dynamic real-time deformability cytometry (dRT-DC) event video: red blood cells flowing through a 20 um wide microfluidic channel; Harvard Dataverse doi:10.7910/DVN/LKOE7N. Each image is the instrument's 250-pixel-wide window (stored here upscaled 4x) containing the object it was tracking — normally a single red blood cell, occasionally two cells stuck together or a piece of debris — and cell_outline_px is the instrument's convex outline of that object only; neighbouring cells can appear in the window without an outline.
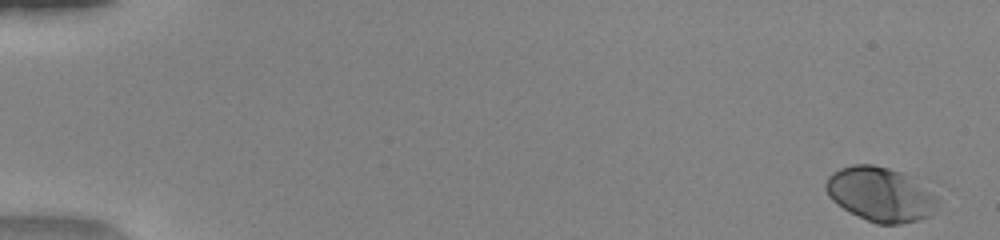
{"species": "human", "species_latin": "Homo sapiens", "temperature_condition": "warm", "stored_images_in_passage": 51, "camera_frame_rate_fps": 3000, "um_per_image_px": 0.085, "donor": {"sex": "female"}, "frame": {"image": 1, "passage_image": 1, "time_ms": 0.0, "image_size_px": [1000, 240], "cell_outline_px": [[936, 204], [932, 212], [928, 216], [916, 220], [900, 224], [876, 224], [848, 212], [836, 204], [828, 196], [824, 188], [824, 184], [828, 176], [832, 172], [840, 168], [852, 164], [872, 164], [888, 168], [900, 172], [908, 176], [936, 196]], "centroid_in_image_um": [74.73, 16.52], "position_along_channel_um": 10.3, "area_um2": 35.08}}
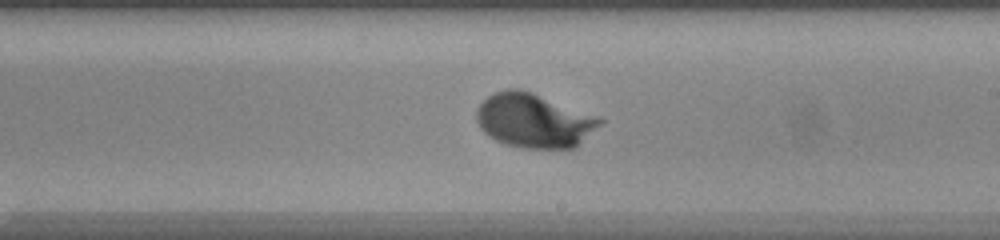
{"frame": {"image": 2, "passage_image": 31, "time_ms": 10.0, "image_size_px": [1000, 240], "cell_outline_px": [[604, 120], [576, 148], [520, 148], [504, 144], [488, 136], [480, 128], [476, 120], [476, 108], [488, 96], [496, 92], [508, 88], [520, 88], [532, 92], [600, 116]], "centroid_in_image_um": [45.38, 10.25], "position_along_channel_um": 243.6, "area_um2": 39.25}}
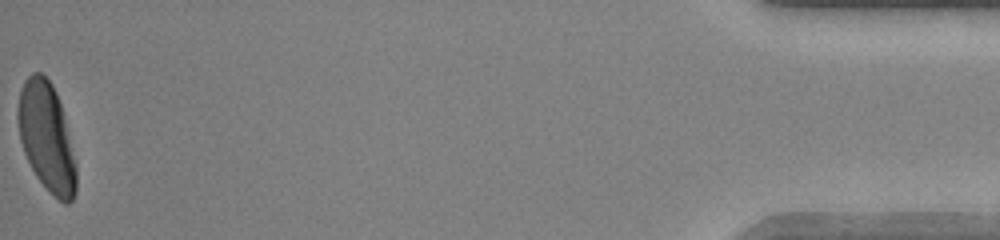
{"frame": {"image": 3, "passage_image": 51, "time_ms": 16.667, "image_size_px": [1000, 240], "cell_outline_px": [[76, 192], [72, 200], [68, 204], [64, 204], [36, 176], [24, 152], [20, 140], [16, 120], [16, 112], [20, 88], [24, 80], [32, 72], [40, 72], [52, 84], [56, 92], [60, 104], [76, 164]], "centroid_in_image_um": [3.93, 11.61], "position_along_channel_um": 431.3, "area_um2": 36.53}, "authors_computed_cell_mechanics": {"area_um2": 36.1828, "velocity_mm_per_s": 4.1094, "shape_relaxation_time_tau1_ms": 2.2122, "shape_relaxation_time_tau2_ms": null, "deformation_change_tau1": 0.1676, "deformation_change_tau2": null}}